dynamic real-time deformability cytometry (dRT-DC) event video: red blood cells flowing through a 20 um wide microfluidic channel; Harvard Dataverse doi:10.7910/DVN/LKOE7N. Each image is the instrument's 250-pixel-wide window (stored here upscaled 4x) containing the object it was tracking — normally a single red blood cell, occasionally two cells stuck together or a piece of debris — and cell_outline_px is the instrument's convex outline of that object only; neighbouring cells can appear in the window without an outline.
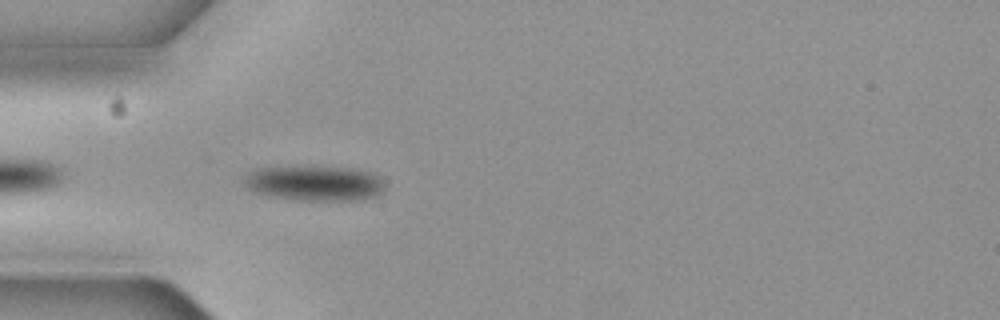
{"species": "common noctule bat (a hibernating species)", "species_latin": "Nyctalus noctula", "temperature_condition": "cold", "stored_images_in_passage": 6, "camera_frame_rate_fps": 3000, "um_per_image_px": 0.085, "animal": {"sex": "female", "body_mass_g": 19.3, "forearm_length_mm": 54.1}, "frame": {"image": 1, "passage_image": 6, "time_ms": 1.667, "image_size_px": [1000, 320], "cell_outline_px": [[384, 192], [380, 196], [364, 200], [296, 200], [268, 196], [252, 192], [244, 184], [244, 176], [248, 172], [256, 168], [288, 164], [308, 164], [352, 168], [372, 172], [384, 184]], "centroid_in_image_um": [26.69, 15.53], "position_along_channel_um": 58.3, "area_um2": 30.4}}